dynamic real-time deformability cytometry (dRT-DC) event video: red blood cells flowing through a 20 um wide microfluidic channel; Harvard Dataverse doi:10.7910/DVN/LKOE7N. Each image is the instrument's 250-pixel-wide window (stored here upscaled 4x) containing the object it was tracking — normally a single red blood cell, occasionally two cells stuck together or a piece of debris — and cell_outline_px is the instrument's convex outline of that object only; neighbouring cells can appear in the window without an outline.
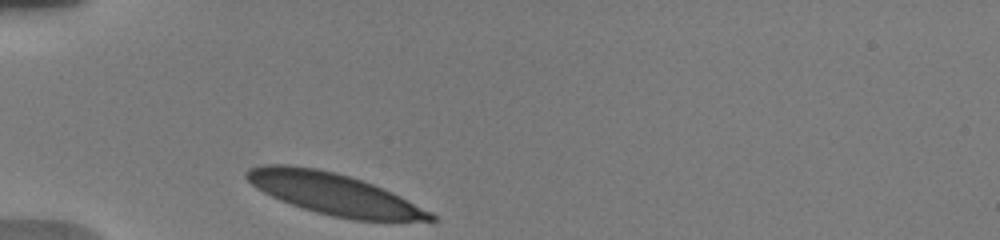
{"species": "human", "species_latin": "Homo sapiens", "temperature_condition": "warm", "stored_images_in_passage": 16, "camera_frame_rate_fps": 3000, "um_per_image_px": 0.085, "donor": {"sex": "male"}, "frame": {"image": 1, "passage_image": 1, "time_ms": 0.0, "image_size_px": [1000, 240], "cell_outline_px": [[436, 220], [356, 220], [332, 216], [316, 212], [280, 200], [256, 188], [244, 176], [244, 172], [248, 168], [264, 164], [288, 164], [316, 168], [336, 172], [364, 180], [392, 192], [432, 212], [436, 216]], "centroid_in_image_um": [28.35, 16.46], "position_along_channel_um": 56.7, "area_um2": 44.22}}
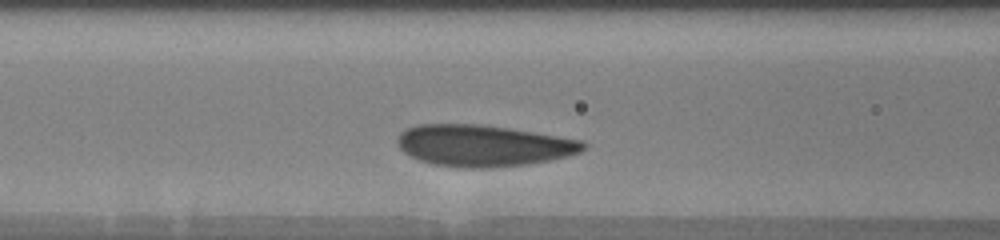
{"frame": {"image": 2, "passage_image": 5, "time_ms": 2.333, "image_size_px": [1000, 240], "cell_outline_px": [[588, 144], [580, 152], [568, 156], [528, 164], [484, 168], [460, 168], [432, 164], [420, 160], [404, 152], [400, 148], [396, 140], [400, 132], [404, 128], [416, 124], [480, 124], [508, 128], [580, 140]], "centroid_in_image_um": [41.02, 12.37], "position_along_channel_um": 125.6, "area_um2": 44.85}}
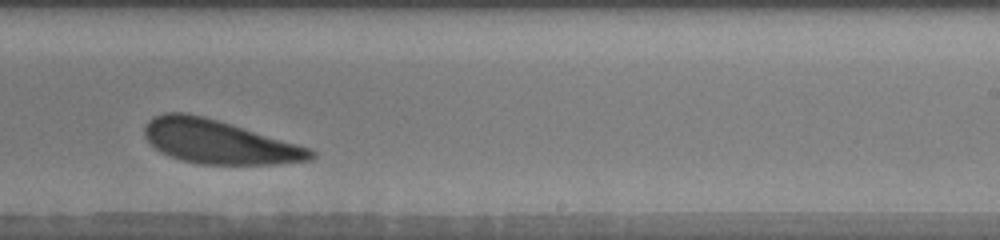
{"frame": {"image": 3, "passage_image": 14, "time_ms": 6.333, "image_size_px": [1000, 240], "cell_outline_px": [[316, 156], [312, 160], [280, 164], [200, 164], [180, 160], [168, 156], [160, 152], [144, 136], [144, 128], [148, 120], [164, 112], [188, 112], [204, 116], [312, 148], [316, 152]], "centroid_in_image_um": [18.62, 12.06], "position_along_channel_um": 270.4, "area_um2": 42.54}}